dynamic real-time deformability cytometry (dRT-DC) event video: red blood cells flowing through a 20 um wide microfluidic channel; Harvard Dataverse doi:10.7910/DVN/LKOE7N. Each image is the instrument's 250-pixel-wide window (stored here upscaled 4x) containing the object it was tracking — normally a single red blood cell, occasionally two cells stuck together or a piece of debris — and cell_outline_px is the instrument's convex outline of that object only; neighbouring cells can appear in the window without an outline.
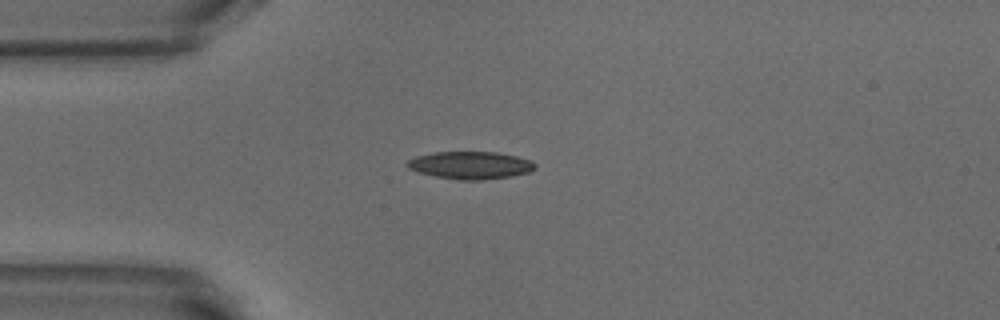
{"species": "common noctule bat (a hibernating species)", "species_latin": "Nyctalus noctula", "temperature_condition": "warm", "stored_images_in_passage": 40, "camera_frame_rate_fps": 3000, "um_per_image_px": 0.085, "animal": {"sex": "male", "body_mass_g": 18.8}, "frame": {"image": 1, "passage_image": 1, "time_ms": 0.0, "image_size_px": [1000, 320], "cell_outline_px": [[536, 168], [528, 172], [512, 176], [480, 180], [460, 180], [436, 176], [420, 172], [408, 168], [404, 164], [408, 160], [416, 156], [436, 152], [496, 152], [516, 156], [528, 160], [536, 164]], "centroid_in_image_um": [39.97, 14.04], "position_along_channel_um": 45.0, "area_um2": 20.35}}
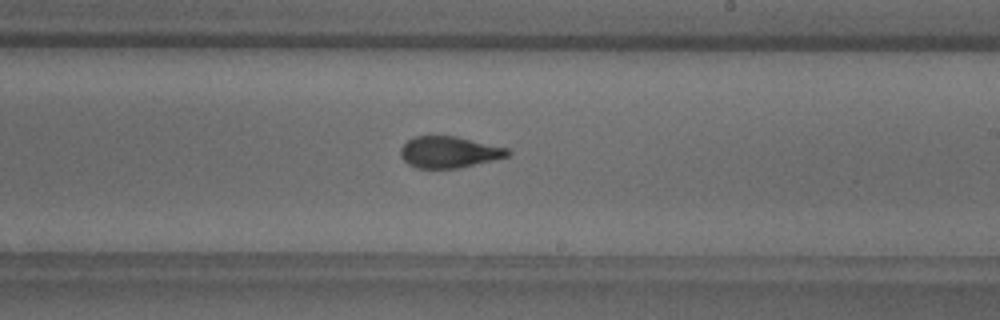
{"frame": {"image": 2, "passage_image": 18, "time_ms": 5.667, "image_size_px": [1000, 320], "cell_outline_px": [[512, 152], [508, 156], [460, 168], [416, 168], [408, 164], [400, 156], [400, 148], [412, 136], [456, 136], [508, 148]], "centroid_in_image_um": [38.15, 12.93], "position_along_channel_um": 250.8, "area_um2": 19.65}}
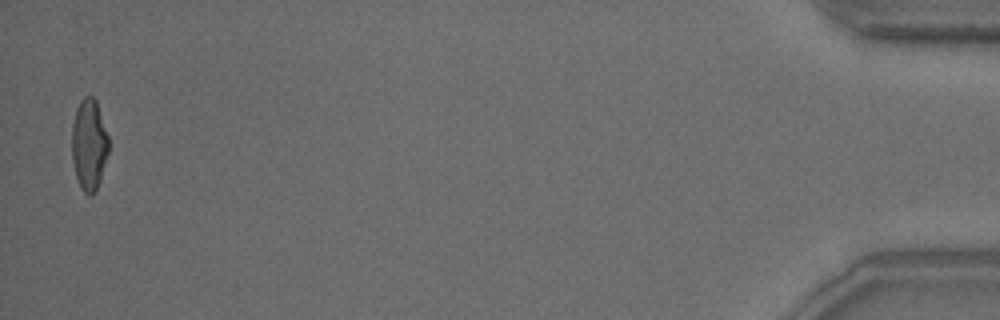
{"frame": {"image": 3, "passage_image": 39, "time_ms": 12.667, "image_size_px": [1000, 320], "cell_outline_px": [[108, 152], [100, 180], [96, 188], [88, 196], [84, 192], [76, 176], [72, 160], [72, 124], [76, 108], [80, 100], [84, 96], [92, 96], [96, 100], [108, 136]], "centroid_in_image_um": [7.55, 12.24], "position_along_channel_um": 427.6, "area_um2": 19.31}, "authors_computed_cell_mechanics": {"area_um2": 20.0566, "velocity_mm_per_s": 3.8741, "shape_relaxation_time_tau1_ms": 4.0885, "shape_relaxation_time_tau2_ms": 1.3016, "deformation_change_tau1": 0.1574, "deformation_change_tau2": 0.079}}